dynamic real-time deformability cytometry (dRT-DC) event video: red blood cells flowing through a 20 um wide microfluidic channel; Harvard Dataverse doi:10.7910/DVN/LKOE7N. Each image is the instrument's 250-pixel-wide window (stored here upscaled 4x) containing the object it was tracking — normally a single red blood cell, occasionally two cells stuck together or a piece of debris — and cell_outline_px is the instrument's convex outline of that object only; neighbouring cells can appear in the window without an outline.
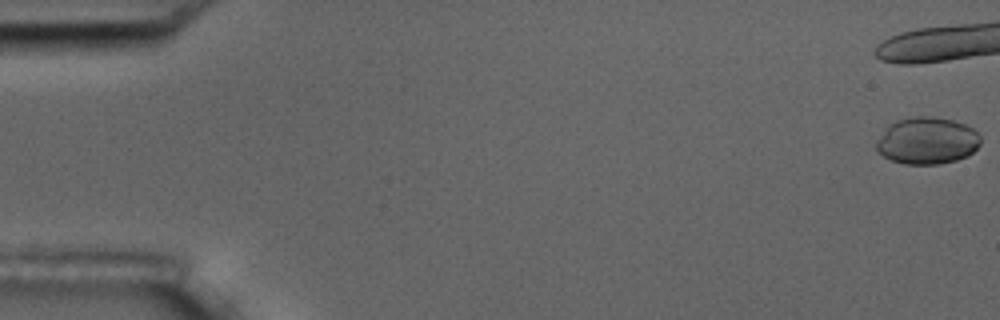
{"species": "common noctule bat (a hibernating species)", "species_latin": "Nyctalus noctula", "temperature_condition": "room temperature", "stored_images_in_passage": 8, "camera_frame_rate_fps": 3000, "um_per_image_px": 0.085, "animal": {"sex": "male", "body_mass_g": 17.5, "forearm_length_mm": 52.3}, "frame": {"image": 1, "passage_image": 1, "time_ms": 0.0, "image_size_px": [1000, 320], "cell_outline_px": [[980, 144], [968, 156], [956, 160], [936, 164], [904, 164], [892, 160], [884, 156], [876, 148], [876, 140], [896, 120], [916, 116], [932, 116], [952, 120], [964, 124], [972, 128], [980, 136]], "centroid_in_image_um": [78.82, 11.96], "position_along_channel_um": 6.2, "area_um2": 28.21}}